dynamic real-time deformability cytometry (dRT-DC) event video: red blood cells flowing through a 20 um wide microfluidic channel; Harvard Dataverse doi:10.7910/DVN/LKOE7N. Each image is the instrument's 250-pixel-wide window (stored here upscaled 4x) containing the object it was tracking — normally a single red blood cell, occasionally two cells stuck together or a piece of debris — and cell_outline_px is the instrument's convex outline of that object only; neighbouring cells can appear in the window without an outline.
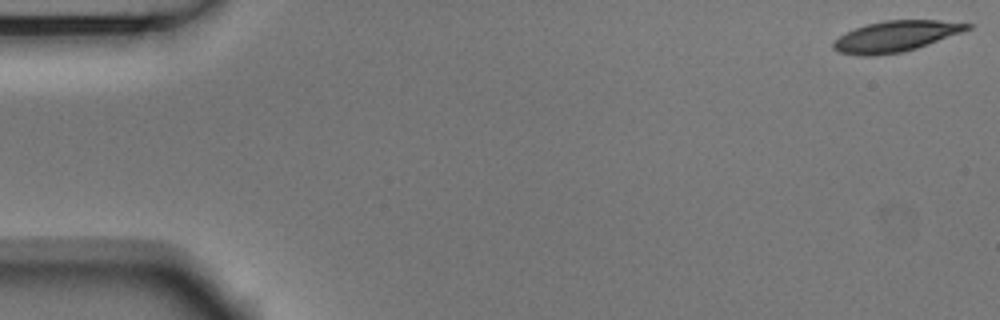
{"species": "Egyptian fruit bat (a non-hibernating species)", "species_latin": "Rousettus aegyptiacus", "temperature_condition": "room temperature", "stored_images_in_passage": 13, "camera_frame_rate_fps": 3000, "um_per_image_px": 0.085, "animal": {"sex": "male"}, "frame": {"image": 1, "passage_image": 1, "time_ms": 0.0, "image_size_px": [1000, 320], "cell_outline_px": [[972, 28], [916, 48], [900, 52], [872, 56], [860, 56], [840, 52], [832, 48], [832, 44], [840, 36], [856, 28], [868, 24], [884, 20], [940, 20], [972, 24]], "centroid_in_image_um": [76.12, 3.08], "position_along_channel_um": 8.9, "area_um2": 23.64}}